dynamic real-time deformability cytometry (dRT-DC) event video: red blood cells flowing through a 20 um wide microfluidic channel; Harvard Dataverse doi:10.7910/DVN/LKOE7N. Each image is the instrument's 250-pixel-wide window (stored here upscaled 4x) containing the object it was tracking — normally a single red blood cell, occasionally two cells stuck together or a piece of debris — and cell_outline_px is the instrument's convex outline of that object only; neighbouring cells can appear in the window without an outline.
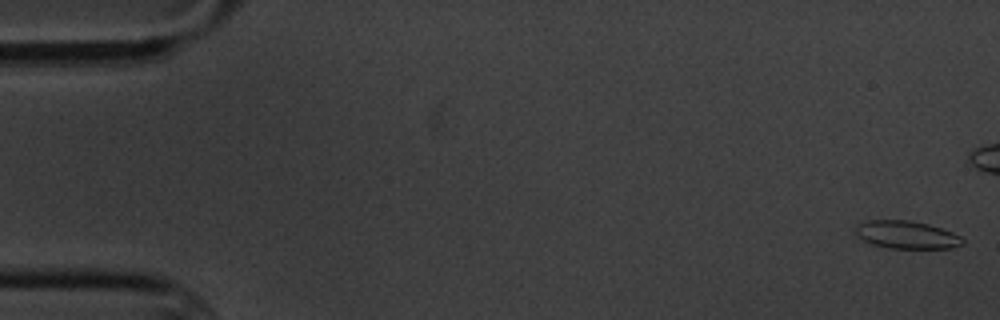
{"species": "common noctule bat (a hibernating species)", "species_latin": "Nyctalus noctula", "temperature_condition": "cold", "stored_images_in_passage": 8, "camera_frame_rate_fps": 3000, "um_per_image_px": 0.085, "animal": {"sex": "male", "body_mass_g": 20.1, "forearm_length_mm": 53.5}, "frame": {"image": 1, "passage_image": 1, "time_ms": 0.0, "image_size_px": [1000, 320], "cell_outline_px": [[964, 244], [952, 248], [888, 248], [872, 244], [856, 236], [856, 228], [860, 224], [868, 220], [908, 220], [928, 224], [952, 232], [960, 236], [964, 240]], "centroid_in_image_um": [77.08, 19.96], "position_along_channel_um": 7.9, "area_um2": 17.22}}